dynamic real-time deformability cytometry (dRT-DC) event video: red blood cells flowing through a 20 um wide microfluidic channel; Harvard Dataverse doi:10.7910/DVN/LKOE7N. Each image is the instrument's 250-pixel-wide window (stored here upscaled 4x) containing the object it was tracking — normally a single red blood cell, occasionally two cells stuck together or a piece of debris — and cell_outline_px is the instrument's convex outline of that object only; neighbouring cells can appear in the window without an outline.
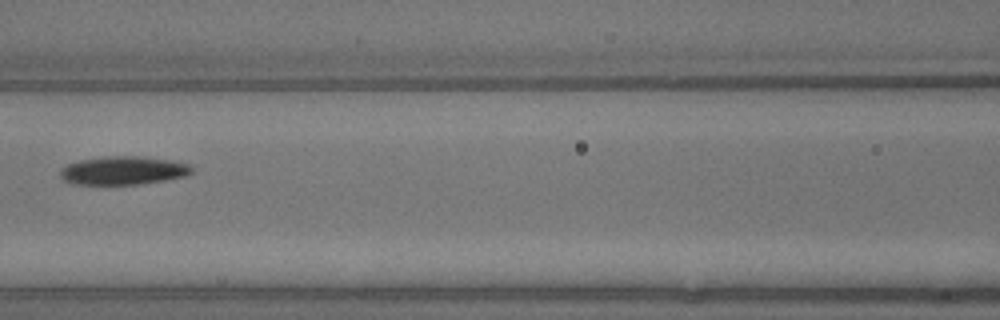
{"species": "common noctule bat (a hibernating species)", "species_latin": "Nyctalus noctula", "temperature_condition": "warm", "stored_images_in_passage": 12, "segment_of_instrument_passage": [2, 2], "camera_frame_rate_fps": 3000, "um_per_image_px": 0.085, "animal": {"sex": "male", "body_mass_g": 13.3}, "frame": {"image": 1, "passage_image": 10, "time_ms": 3.0, "image_size_px": [1000, 320], "cell_outline_px": [[192, 172], [188, 176], [140, 184], [72, 184], [64, 180], [60, 176], [60, 168], [68, 164], [80, 160], [112, 156], [140, 156], [172, 160], [192, 164]], "centroid_in_image_um": [10.51, 14.49], "position_along_channel_um": 156.1, "area_um2": 21.85}}
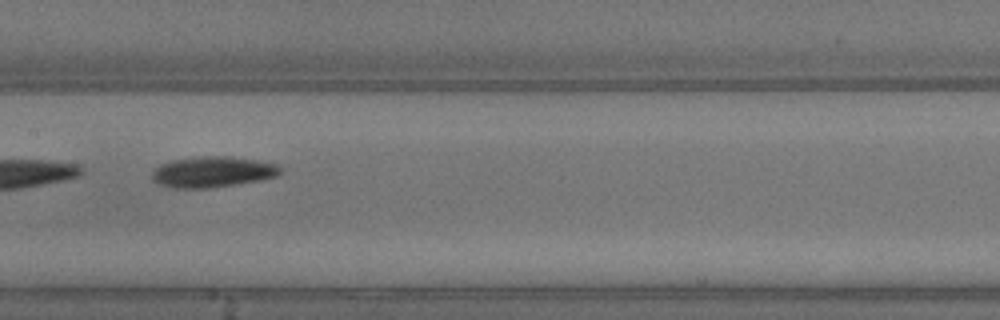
{"frame": {"image": 2, "passage_image": 11, "time_ms": 3.333, "image_size_px": [1000, 320], "cell_outline_px": [[284, 168], [276, 176], [260, 180], [236, 184], [208, 188], [172, 188], [160, 184], [152, 180], [152, 172], [160, 164], [172, 160], [204, 156], [232, 156], [280, 164]], "centroid_in_image_um": [18.1, 14.6], "position_along_channel_um": 189.3, "area_um2": 23.12}}